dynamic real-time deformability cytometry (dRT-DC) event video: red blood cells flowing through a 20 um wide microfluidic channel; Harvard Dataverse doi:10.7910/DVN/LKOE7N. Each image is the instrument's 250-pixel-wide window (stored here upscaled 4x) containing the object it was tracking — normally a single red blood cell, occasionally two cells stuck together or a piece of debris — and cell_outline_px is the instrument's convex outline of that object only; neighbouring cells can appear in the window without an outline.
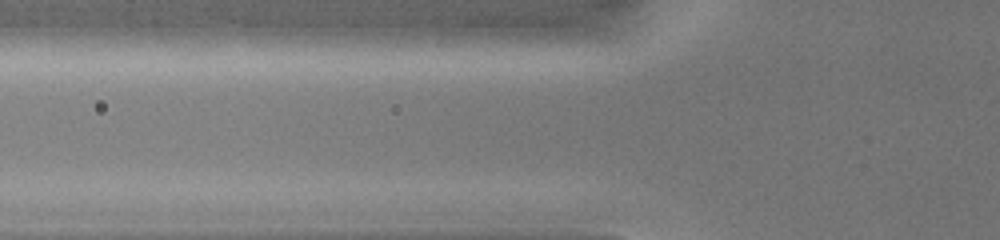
{"species": "common noctule bat (a hibernating species)", "species_latin": "Nyctalus noctula", "temperature_condition": "warm", "stored_images_in_passage": 3, "camera_frame_rate_fps": 3000, "um_per_image_px": 0.085, "animal": {"sex": "female", "body_mass_g": 19.0, "forearm_length_mm": 51.5}, "frame": {"image": 1, "passage_image": 2, "time_ms": 1.0, "image_size_px": [1000, 240], "cell_outline_px": [[616, 40], [604, 44], [532, 52], [388, 52], [360, 48], [364, 44], [384, 32], [472, 24], [576, 24], [608, 36]], "centroid_in_image_um": [41.48, 3.29], "position_along_channel_um": 84.3, "area_um2": 41.04}}